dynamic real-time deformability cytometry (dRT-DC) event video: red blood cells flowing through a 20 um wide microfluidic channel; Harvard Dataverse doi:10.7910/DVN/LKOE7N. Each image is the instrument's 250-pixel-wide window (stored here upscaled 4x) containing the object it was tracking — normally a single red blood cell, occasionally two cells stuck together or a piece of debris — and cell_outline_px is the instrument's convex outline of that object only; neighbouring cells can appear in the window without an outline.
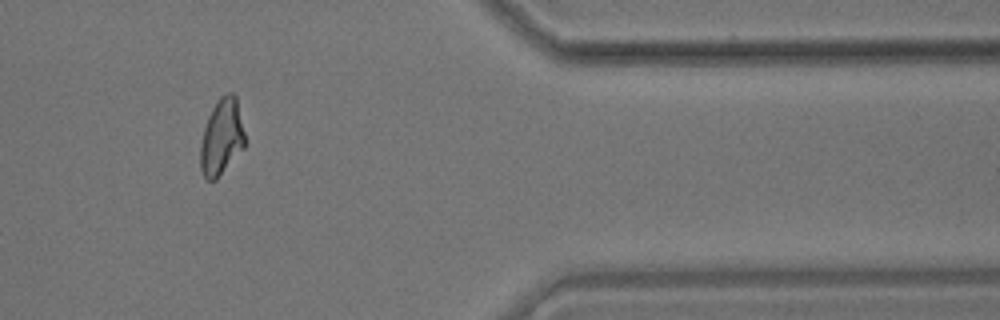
{"species": "common noctule bat (a hibernating species)", "species_latin": "Nyctalus noctula", "temperature_condition": "room temperature", "stored_images_in_passage": 14, "camera_frame_rate_fps": 3000, "um_per_image_px": 0.085, "animal": {"sex": "male", "body_mass_g": 17.9}, "frame": {"image": 1, "passage_image": 12, "time_ms": 16.333, "image_size_px": [1000, 320], "cell_outline_px": [[244, 148], [216, 180], [208, 180], [204, 176], [200, 168], [200, 144], [204, 128], [208, 116], [212, 108], [220, 96], [228, 92], [232, 92], [236, 96], [244, 132]], "centroid_in_image_um": [18.83, 11.65], "position_along_channel_um": 392.6, "area_um2": 19.71}}